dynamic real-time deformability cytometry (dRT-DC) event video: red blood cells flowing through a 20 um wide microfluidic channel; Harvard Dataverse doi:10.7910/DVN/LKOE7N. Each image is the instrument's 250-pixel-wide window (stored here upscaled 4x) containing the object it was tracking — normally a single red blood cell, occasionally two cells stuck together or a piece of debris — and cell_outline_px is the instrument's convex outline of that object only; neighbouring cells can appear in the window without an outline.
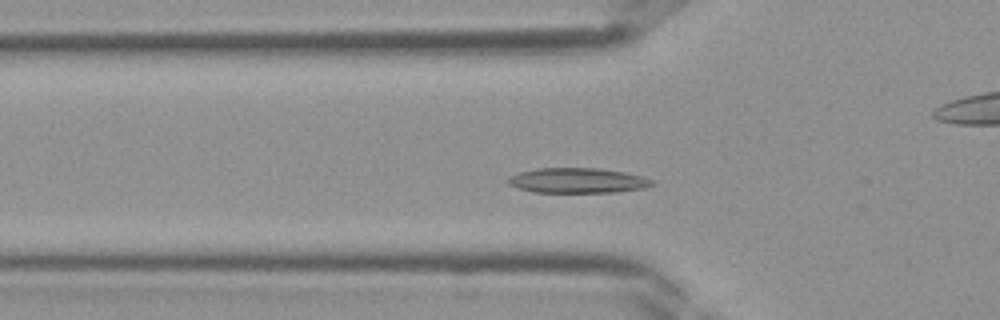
{"species": "Egyptian fruit bat (a non-hibernating species)", "species_latin": "Rousettus aegyptiacus", "temperature_condition": "room temperature", "stored_images_in_passage": 34, "camera_frame_rate_fps": 3000, "um_per_image_px": 0.085, "frame": {"image": 1, "passage_image": 7, "time_ms": 2.0, "image_size_px": [1000, 320], "cell_outline_px": [[656, 184], [648, 188], [616, 192], [532, 192], [508, 184], [504, 180], [508, 176], [520, 172], [536, 168], [600, 168], [624, 172], [640, 176], [652, 180]], "centroid_in_image_um": [49.08, 15.34], "position_along_channel_um": 76.7, "area_um2": 21.21}}
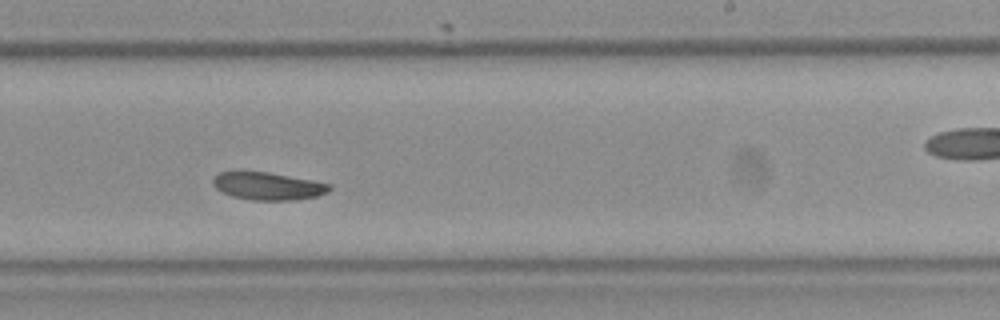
{"frame": {"image": 2, "passage_image": 18, "time_ms": 5.667, "image_size_px": [1000, 320], "cell_outline_px": [[332, 188], [328, 192], [316, 196], [292, 200], [252, 200], [232, 196], [220, 192], [212, 184], [212, 176], [220, 172], [268, 172], [312, 180], [332, 184]], "centroid_in_image_um": [22.75, 15.82], "position_along_channel_um": 266.2, "area_um2": 18.79}}
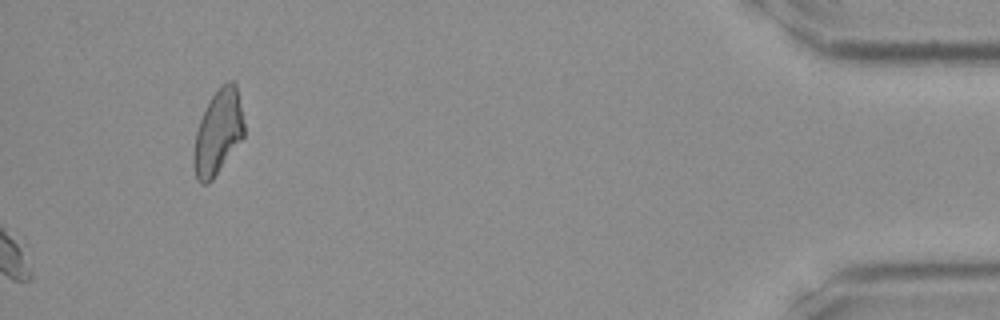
{"frame": {"image": 3, "passage_image": 34, "time_ms": 11.0, "image_size_px": [1000, 320], "cell_outline_px": [[244, 136], [212, 180], [208, 184], [200, 184], [196, 180], [192, 160], [192, 156], [196, 132], [200, 120], [212, 96], [228, 80], [236, 80], [244, 124]], "centroid_in_image_um": [18.52, 11.28], "position_along_channel_um": 416.7, "area_um2": 24.74}}